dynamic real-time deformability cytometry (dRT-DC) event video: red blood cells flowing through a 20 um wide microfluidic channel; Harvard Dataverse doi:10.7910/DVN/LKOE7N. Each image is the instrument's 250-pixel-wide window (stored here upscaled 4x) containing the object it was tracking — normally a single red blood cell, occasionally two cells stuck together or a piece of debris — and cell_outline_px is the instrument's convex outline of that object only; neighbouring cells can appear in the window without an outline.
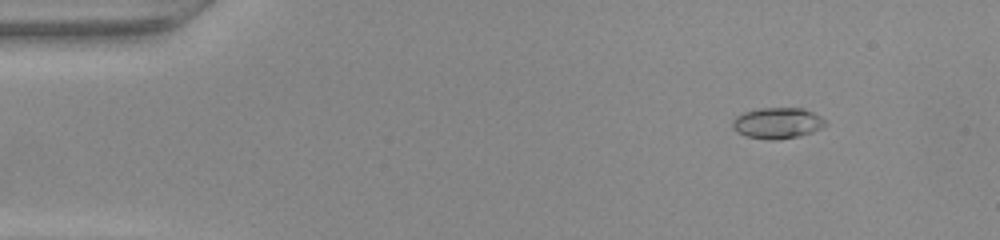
{"species": "common noctule bat (a hibernating species)", "species_latin": "Nyctalus noctula", "temperature_condition": "warm", "stored_images_in_passage": 49, "camera_frame_rate_fps": 3000, "um_per_image_px": 0.085, "animal": {"sex": "female", "body_mass_g": 22.0, "forearm_length_mm": 56.7}, "frame": {"image": 1, "passage_image": 6, "time_ms": 1.667, "image_size_px": [1000, 240], "cell_outline_px": [[828, 124], [812, 132], [800, 136], [776, 140], [772, 140], [744, 136], [736, 132], [732, 128], [732, 120], [736, 116], [744, 112], [756, 108], [804, 108], [820, 116]], "centroid_in_image_um": [66.05, 10.46], "position_along_channel_um": 19.0, "area_um2": 16.94}}
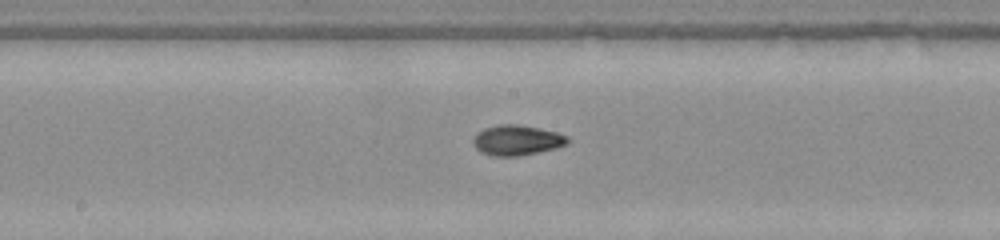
{"frame": {"image": 2, "passage_image": 26, "time_ms": 8.333, "image_size_px": [1000, 240], "cell_outline_px": [[572, 140], [568, 144], [556, 148], [520, 156], [492, 156], [480, 152], [472, 144], [472, 140], [476, 132], [484, 128], [496, 124], [516, 124], [540, 128], [556, 132], [568, 136]], "centroid_in_image_um": [43.93, 11.91], "position_along_channel_um": 204.3, "area_um2": 16.99}}
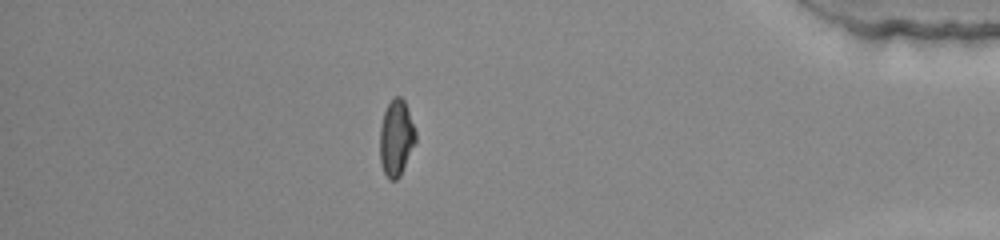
{"frame": {"image": 3, "passage_image": 43, "time_ms": 14.0, "image_size_px": [1000, 240], "cell_outline_px": [[416, 140], [400, 176], [396, 180], [388, 180], [380, 164], [380, 128], [384, 112], [388, 104], [396, 96], [400, 96], [404, 100], [416, 132]], "centroid_in_image_um": [33.66, 11.75], "position_along_channel_um": 401.5, "area_um2": 15.72}}